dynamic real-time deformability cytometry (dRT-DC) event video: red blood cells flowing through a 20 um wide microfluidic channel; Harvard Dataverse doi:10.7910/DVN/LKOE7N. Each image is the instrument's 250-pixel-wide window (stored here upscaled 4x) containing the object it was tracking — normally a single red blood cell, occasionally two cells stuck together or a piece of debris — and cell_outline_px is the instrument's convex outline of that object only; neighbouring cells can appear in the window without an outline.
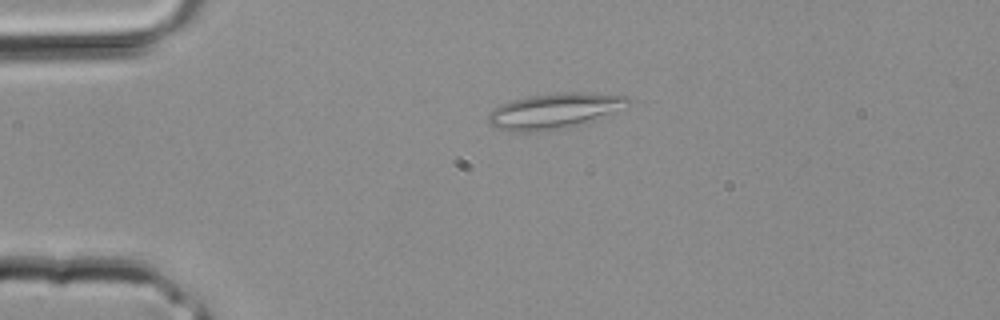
{"species": "common noctule bat (a hibernating species)", "species_latin": "Nyctalus noctula", "temperature_condition": "room temperature", "stored_images_in_passage": 4, "camera_frame_rate_fps": 3000, "um_per_image_px": 0.085, "animal": {"sex": "male", "body_mass_g": 20.4}, "frame": {"image": 1, "passage_image": 3, "time_ms": 0.667, "image_size_px": [1000, 320], "cell_outline_px": [[632, 100], [628, 108], [572, 128], [548, 132], [512, 132], [500, 128], [492, 124], [488, 120], [488, 116], [496, 108], [504, 104], [516, 100], [532, 96], [556, 92], [572, 92], [628, 96]], "centroid_in_image_um": [47.25, 9.46], "position_along_channel_um": 37.7, "area_um2": 29.13}}